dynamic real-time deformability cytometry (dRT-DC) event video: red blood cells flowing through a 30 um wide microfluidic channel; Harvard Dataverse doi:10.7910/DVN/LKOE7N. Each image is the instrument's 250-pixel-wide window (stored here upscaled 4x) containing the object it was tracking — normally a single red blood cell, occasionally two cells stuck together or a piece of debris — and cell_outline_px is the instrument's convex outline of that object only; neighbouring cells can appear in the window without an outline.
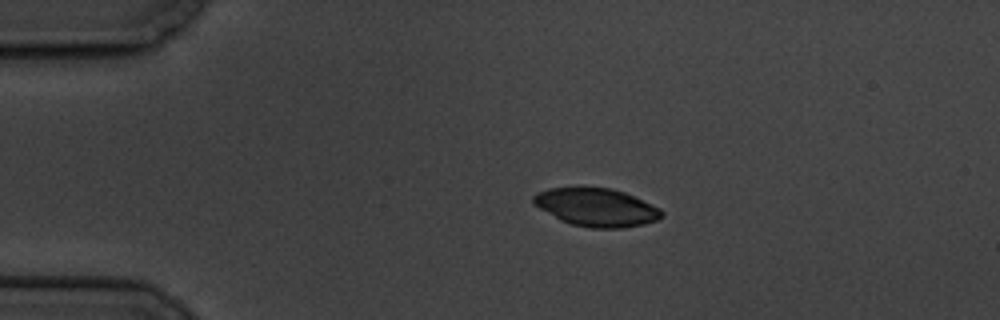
{"species": "common noctule bat (a hibernating species)", "species_latin": "Nyctalus noctula", "temperature_condition": "cold", "stored_images_in_passage": 4, "camera_frame_rate_fps": 3000, "um_per_image_px": 0.085, "animal": {"sex": "male", "body_mass_g": 19.5, "forearm_length_mm": 54.6}, "frame": {"image": 1, "passage_image": 3, "time_ms": 2.333, "image_size_px": [1000, 320], "cell_outline_px": [[664, 216], [656, 220], [644, 224], [624, 228], [588, 228], [572, 224], [560, 220], [532, 204], [532, 196], [536, 192], [548, 188], [576, 184], [580, 184], [612, 188], [624, 192], [660, 208], [664, 212]], "centroid_in_image_um": [50.63, 17.57], "position_along_channel_um": 34.4, "area_um2": 29.48}}